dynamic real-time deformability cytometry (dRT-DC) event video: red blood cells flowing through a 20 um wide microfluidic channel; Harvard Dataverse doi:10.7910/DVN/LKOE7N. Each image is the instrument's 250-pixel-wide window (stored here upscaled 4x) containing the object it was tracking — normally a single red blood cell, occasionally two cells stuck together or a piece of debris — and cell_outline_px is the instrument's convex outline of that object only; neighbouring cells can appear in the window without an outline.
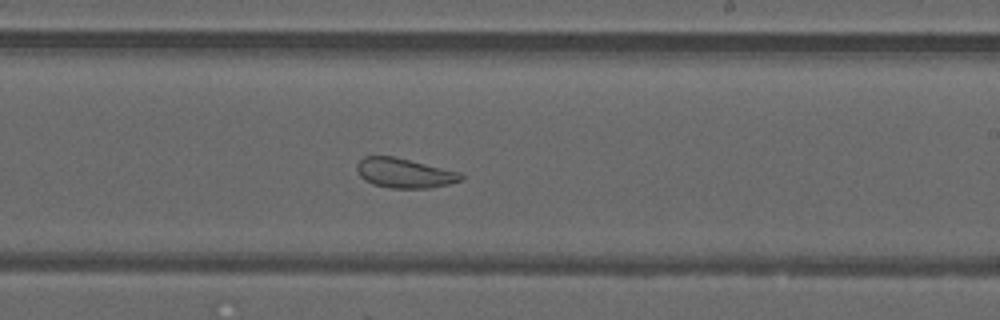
{"species": "common noctule bat (a hibernating species)", "species_latin": "Nyctalus noctula", "temperature_condition": "warm", "stored_images_in_passage": 45, "camera_frame_rate_fps": 3000, "um_per_image_px": 0.085, "animal": {"sex": "male", "forearm_length_mm": 52.5}, "frame": {"image": 1, "passage_image": 26, "time_ms": 8.333, "image_size_px": [1000, 320], "cell_outline_px": [[464, 180], [448, 184], [428, 188], [392, 188], [372, 184], [364, 180], [360, 176], [356, 168], [356, 164], [364, 156], [392, 156], [460, 172], [464, 176]], "centroid_in_image_um": [34.36, 14.71], "position_along_channel_um": 254.6, "area_um2": 17.92}, "authors_computed_cell_mechanics": {"area_um2": 23.5246, "velocity_mm_per_s": 4.2102, "shape_relaxation_time_tau1_ms": null, "shape_relaxation_time_tau2_ms": 1.4052, "deformation_change_tau1": null, "deformation_change_tau2": 0.0838}}